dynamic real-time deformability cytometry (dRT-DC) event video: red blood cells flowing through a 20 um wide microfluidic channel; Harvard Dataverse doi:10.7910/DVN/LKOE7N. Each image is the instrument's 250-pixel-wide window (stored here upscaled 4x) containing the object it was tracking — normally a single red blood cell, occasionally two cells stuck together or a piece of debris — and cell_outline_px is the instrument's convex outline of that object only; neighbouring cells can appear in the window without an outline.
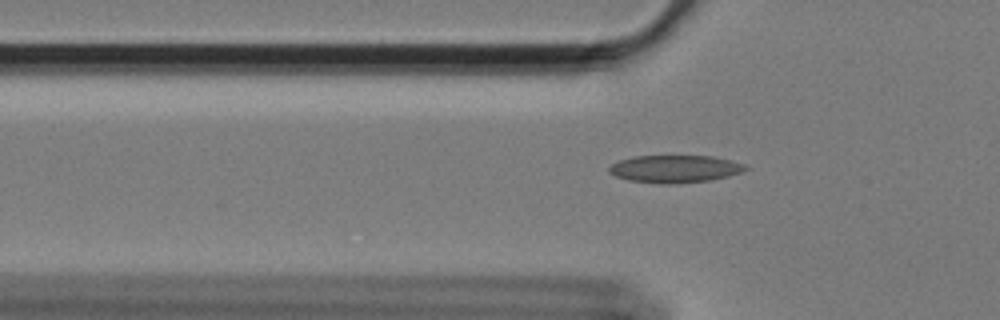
{"species": "Egyptian fruit bat (a non-hibernating species)", "species_latin": "Rousettus aegyptiacus", "temperature_condition": "cold", "stored_images_in_passage": 51, "camera_frame_rate_fps": 3000, "um_per_image_px": 0.085, "animal": {"sex": "female"}, "frame": {"image": 1, "passage_image": 11, "time_ms": 3.333, "image_size_px": [1000, 320], "cell_outline_px": [[748, 168], [740, 172], [728, 176], [708, 180], [676, 184], [660, 184], [628, 180], [616, 176], [608, 172], [608, 168], [612, 164], [620, 160], [636, 156], [712, 156], [744, 164]], "centroid_in_image_um": [57.32, 14.36], "position_along_channel_um": 68.5, "area_um2": 21.68}}
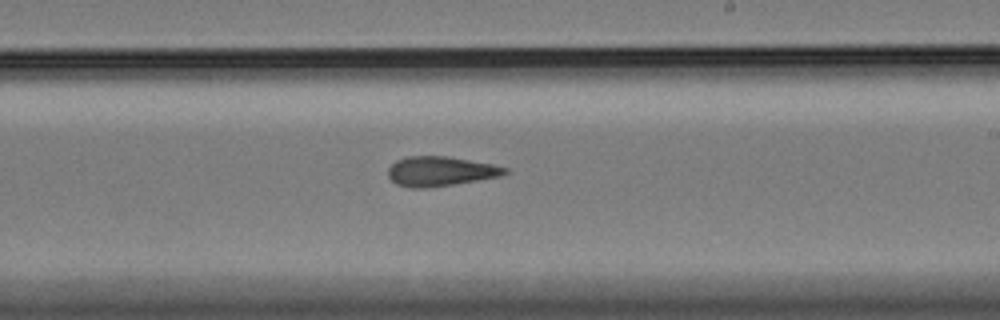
{"frame": {"image": 2, "passage_image": 27, "time_ms": 8.667, "image_size_px": [1000, 320], "cell_outline_px": [[508, 172], [500, 176], [452, 184], [424, 188], [412, 188], [396, 184], [388, 176], [388, 168], [396, 160], [408, 156], [448, 156], [492, 164], [508, 168]], "centroid_in_image_um": [37.41, 14.55], "position_along_channel_um": 251.6, "area_um2": 20.0}}
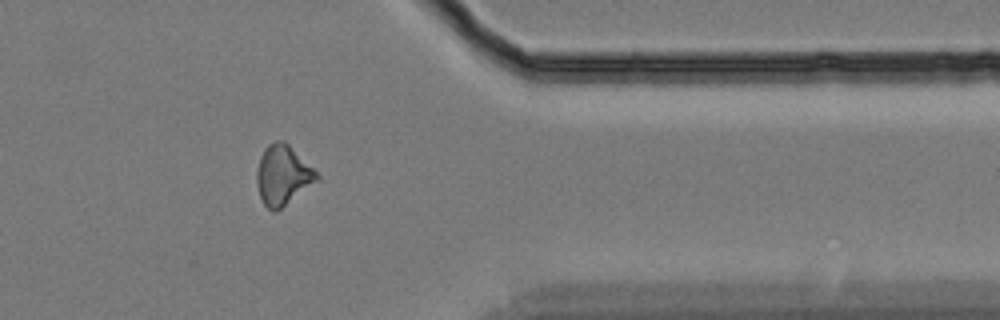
{"frame": {"image": 3, "passage_image": 40, "time_ms": 13.0, "image_size_px": [1000, 320], "cell_outline_px": [[320, 180], [276, 212], [272, 212], [264, 204], [260, 196], [256, 184], [256, 172], [260, 156], [264, 148], [268, 144], [276, 140], [284, 140], [320, 176]], "centroid_in_image_um": [24.02, 14.9], "position_along_channel_um": 387.4, "area_um2": 20.98}, "authors_computed_cell_mechanics": {"area_um2": 20.23, "velocity_mm_per_s": 3.4355, "shape_relaxation_time_tau1_ms": null, "shape_relaxation_time_tau2_ms": 3.9852, "deformation_change_tau1": null, "deformation_change_tau2": 0.1185}}